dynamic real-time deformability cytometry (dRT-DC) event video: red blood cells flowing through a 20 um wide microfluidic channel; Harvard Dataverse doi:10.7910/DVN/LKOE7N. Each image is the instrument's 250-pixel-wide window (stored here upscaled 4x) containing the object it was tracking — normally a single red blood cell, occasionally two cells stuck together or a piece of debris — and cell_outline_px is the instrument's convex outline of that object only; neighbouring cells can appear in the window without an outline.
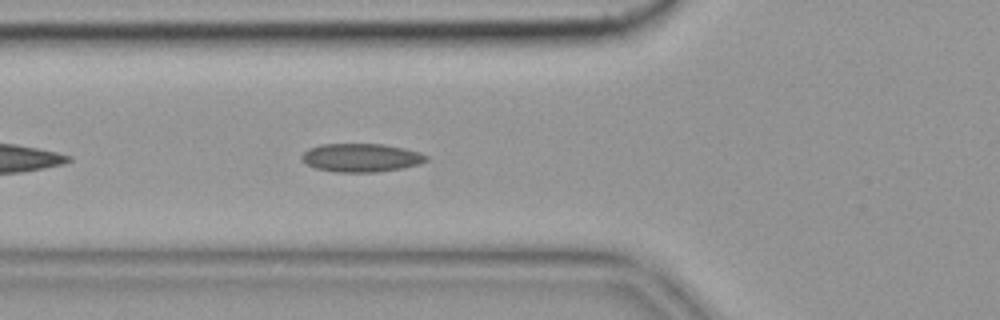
{"species": "common noctule bat (a hibernating species)", "species_latin": "Nyctalus noctula", "temperature_condition": "cold", "stored_images_in_passage": 35, "camera_frame_rate_fps": 3000, "um_per_image_px": 0.085, "animal": {"sex": "female", "body_mass_g": 19.9}, "frame": {"image": 1, "passage_image": 6, "time_ms": 1.667, "image_size_px": [1000, 320], "cell_outline_px": [[428, 160], [420, 164], [404, 168], [376, 172], [336, 172], [316, 168], [308, 164], [300, 156], [308, 148], [320, 144], [384, 144], [404, 148], [420, 152], [428, 156]], "centroid_in_image_um": [30.73, 13.4], "position_along_channel_um": 95.1, "area_um2": 20.69}, "authors_computed_cell_mechanics": {"area_um2": 19.1318, "velocity_mm_per_s": 3.5686, "shape_relaxation_time_tau1_ms": null, "shape_relaxation_time_tau2_ms": 3.3698, "deformation_change_tau1": null, "deformation_change_tau2": 0.0924}}